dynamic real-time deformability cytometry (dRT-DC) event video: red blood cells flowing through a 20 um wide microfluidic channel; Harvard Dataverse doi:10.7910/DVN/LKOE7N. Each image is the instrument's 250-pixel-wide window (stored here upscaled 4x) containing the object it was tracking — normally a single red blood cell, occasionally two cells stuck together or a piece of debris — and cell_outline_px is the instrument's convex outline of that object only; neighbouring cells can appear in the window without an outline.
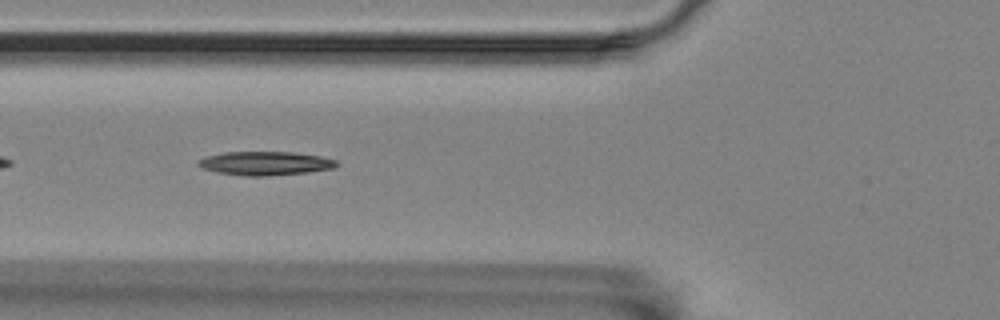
{"species": "Egyptian fruit bat (a non-hibernating species)", "species_latin": "Rousettus aegyptiacus", "temperature_condition": "room temperature", "stored_images_in_passage": 38, "camera_frame_rate_fps": 3000, "um_per_image_px": 0.085, "animal": {"sex": "female"}, "frame": {"image": 1, "passage_image": 6, "time_ms": 1.667, "image_size_px": [1000, 320], "cell_outline_px": [[340, 164], [332, 168], [308, 172], [264, 176], [248, 176], [216, 172], [204, 168], [196, 164], [196, 160], [208, 156], [224, 152], [292, 152], [320, 156], [336, 160]], "centroid_in_image_um": [22.54, 13.88], "position_along_channel_um": 103.3, "area_um2": 19.02}}
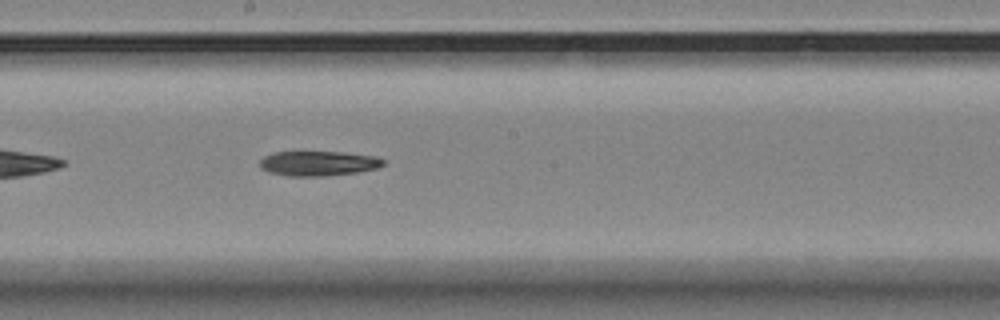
{"frame": {"image": 2, "passage_image": 16, "time_ms": 5.0, "image_size_px": [1000, 320], "cell_outline_px": [[384, 164], [376, 168], [356, 172], [320, 176], [288, 176], [272, 172], [260, 168], [260, 160], [264, 156], [272, 152], [344, 152], [376, 156], [384, 160]], "centroid_in_image_um": [27.04, 13.87], "position_along_channel_um": 221.2, "area_um2": 17.69}}
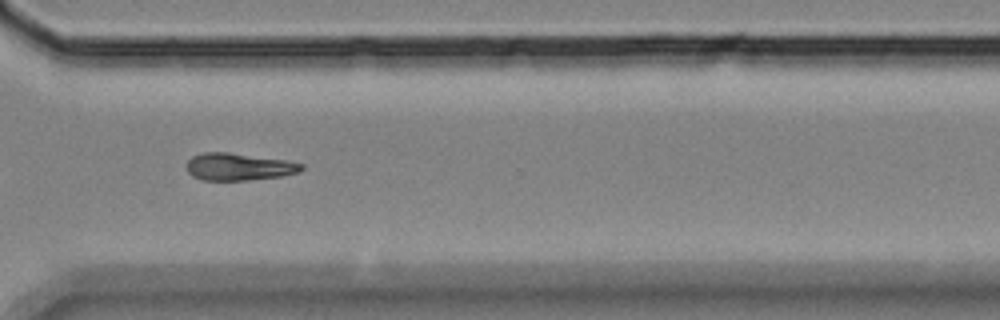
{"frame": {"image": 3, "passage_image": 27, "time_ms": 8.667, "image_size_px": [1000, 320], "cell_outline_px": [[304, 168], [300, 172], [284, 176], [248, 180], [204, 180], [192, 176], [188, 172], [188, 160], [192, 156], [204, 152], [228, 152], [284, 160], [304, 164]], "centroid_in_image_um": [20.32, 14.18], "position_along_channel_um": 350.3, "area_um2": 18.21}}